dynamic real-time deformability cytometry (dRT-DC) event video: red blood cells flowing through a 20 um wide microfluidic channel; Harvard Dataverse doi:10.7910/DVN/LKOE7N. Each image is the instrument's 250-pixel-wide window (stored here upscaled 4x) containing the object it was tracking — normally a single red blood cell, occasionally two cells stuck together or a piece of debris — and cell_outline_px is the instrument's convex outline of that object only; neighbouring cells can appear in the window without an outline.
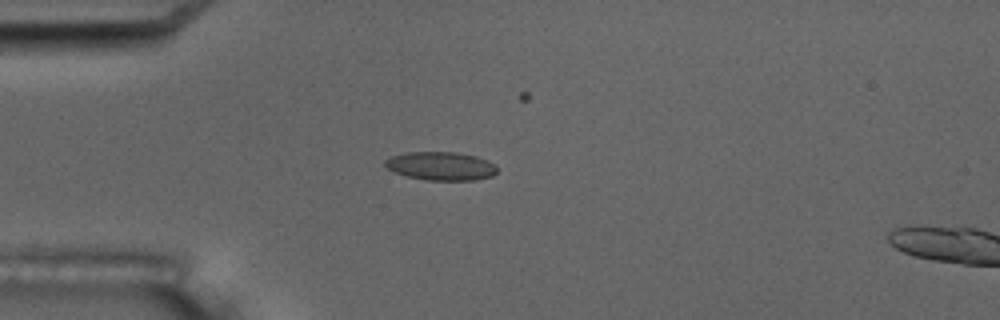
{"species": "common noctule bat (a hibernating species)", "species_latin": "Nyctalus noctula", "temperature_condition": "room temperature", "stored_images_in_passage": 6, "camera_frame_rate_fps": 3000, "um_per_image_px": 0.085, "animal": {"sex": "male", "body_mass_g": 17.5, "forearm_length_mm": 52.3}, "frame": {"image": 1, "passage_image": 5, "time_ms": 4.667, "image_size_px": [1000, 320], "cell_outline_px": [[496, 172], [492, 176], [472, 180], [428, 180], [408, 176], [396, 172], [388, 168], [384, 164], [384, 160], [392, 156], [408, 152], [456, 152], [476, 156], [488, 160], [496, 164]], "centroid_in_image_um": [37.5, 14.1], "position_along_channel_um": 47.5, "area_um2": 18.44}}